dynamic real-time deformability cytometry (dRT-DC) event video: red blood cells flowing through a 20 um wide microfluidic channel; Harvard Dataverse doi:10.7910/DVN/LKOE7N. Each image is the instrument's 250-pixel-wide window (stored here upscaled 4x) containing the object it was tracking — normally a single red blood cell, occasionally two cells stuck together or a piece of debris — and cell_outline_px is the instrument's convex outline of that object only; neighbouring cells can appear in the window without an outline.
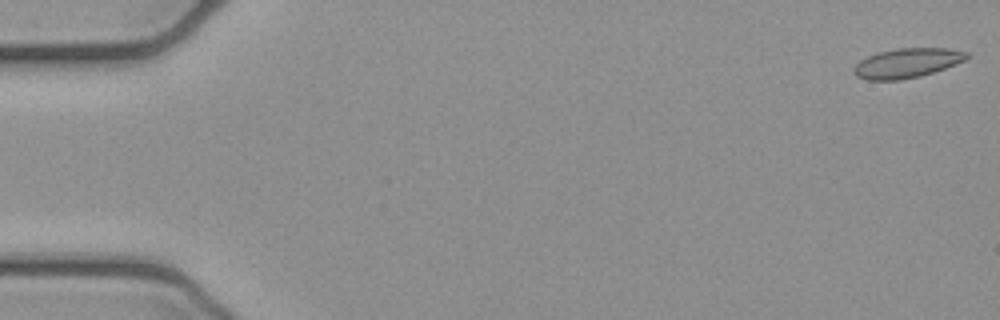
{"species": "common noctule bat (a hibernating species)", "species_latin": "Nyctalus noctula", "temperature_condition": "cold", "stored_images_in_passage": 10, "camera_frame_rate_fps": 3000, "um_per_image_px": 0.085, "animal": {"sex": "female", "body_mass_g": 21.9}, "frame": {"image": 1, "passage_image": 1, "time_ms": 0.0, "image_size_px": [1000, 320], "cell_outline_px": [[968, 56], [964, 60], [956, 64], [920, 76], [900, 80], [868, 80], [856, 76], [852, 72], [852, 68], [860, 60], [868, 56], [880, 52], [896, 48], [948, 48], [968, 52]], "centroid_in_image_um": [77.06, 5.36], "position_along_channel_um": 7.9, "area_um2": 19.36}}